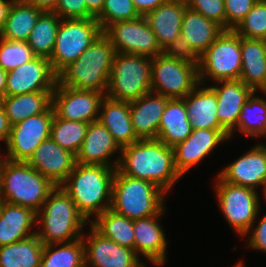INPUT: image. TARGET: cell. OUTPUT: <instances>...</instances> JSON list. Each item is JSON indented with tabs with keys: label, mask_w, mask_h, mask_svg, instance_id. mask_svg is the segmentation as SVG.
Listing matches in <instances>:
<instances>
[{
	"label": "cell",
	"mask_w": 266,
	"mask_h": 267,
	"mask_svg": "<svg viewBox=\"0 0 266 267\" xmlns=\"http://www.w3.org/2000/svg\"><path fill=\"white\" fill-rule=\"evenodd\" d=\"M117 169L126 176L152 182L168 195L182 178L173 148L158 139H140L123 147Z\"/></svg>",
	"instance_id": "1"
},
{
	"label": "cell",
	"mask_w": 266,
	"mask_h": 267,
	"mask_svg": "<svg viewBox=\"0 0 266 267\" xmlns=\"http://www.w3.org/2000/svg\"><path fill=\"white\" fill-rule=\"evenodd\" d=\"M115 171L109 166L76 163L60 185L89 223L111 207Z\"/></svg>",
	"instance_id": "2"
},
{
	"label": "cell",
	"mask_w": 266,
	"mask_h": 267,
	"mask_svg": "<svg viewBox=\"0 0 266 267\" xmlns=\"http://www.w3.org/2000/svg\"><path fill=\"white\" fill-rule=\"evenodd\" d=\"M90 224L71 197L56 186L36 213V235L44 244L68 243L82 238ZM86 226V227H85Z\"/></svg>",
	"instance_id": "3"
},
{
	"label": "cell",
	"mask_w": 266,
	"mask_h": 267,
	"mask_svg": "<svg viewBox=\"0 0 266 267\" xmlns=\"http://www.w3.org/2000/svg\"><path fill=\"white\" fill-rule=\"evenodd\" d=\"M115 55V48L102 32L77 60L58 75V82L70 88L106 94Z\"/></svg>",
	"instance_id": "4"
},
{
	"label": "cell",
	"mask_w": 266,
	"mask_h": 267,
	"mask_svg": "<svg viewBox=\"0 0 266 267\" xmlns=\"http://www.w3.org/2000/svg\"><path fill=\"white\" fill-rule=\"evenodd\" d=\"M56 186L23 161L4 159L0 168L2 201L32 209L37 213Z\"/></svg>",
	"instance_id": "5"
},
{
	"label": "cell",
	"mask_w": 266,
	"mask_h": 267,
	"mask_svg": "<svg viewBox=\"0 0 266 267\" xmlns=\"http://www.w3.org/2000/svg\"><path fill=\"white\" fill-rule=\"evenodd\" d=\"M168 194L150 181L133 178L116 169L112 186L111 209L129 219L159 214Z\"/></svg>",
	"instance_id": "6"
},
{
	"label": "cell",
	"mask_w": 266,
	"mask_h": 267,
	"mask_svg": "<svg viewBox=\"0 0 266 267\" xmlns=\"http://www.w3.org/2000/svg\"><path fill=\"white\" fill-rule=\"evenodd\" d=\"M151 63L150 57L116 53L106 97L131 102L151 92Z\"/></svg>",
	"instance_id": "7"
},
{
	"label": "cell",
	"mask_w": 266,
	"mask_h": 267,
	"mask_svg": "<svg viewBox=\"0 0 266 267\" xmlns=\"http://www.w3.org/2000/svg\"><path fill=\"white\" fill-rule=\"evenodd\" d=\"M213 180L215 198L223 218L234 233L244 239L263 208L259 191L224 182L217 174Z\"/></svg>",
	"instance_id": "8"
},
{
	"label": "cell",
	"mask_w": 266,
	"mask_h": 267,
	"mask_svg": "<svg viewBox=\"0 0 266 267\" xmlns=\"http://www.w3.org/2000/svg\"><path fill=\"white\" fill-rule=\"evenodd\" d=\"M241 65L240 35L232 29L224 30L200 56L199 83L239 80Z\"/></svg>",
	"instance_id": "9"
},
{
	"label": "cell",
	"mask_w": 266,
	"mask_h": 267,
	"mask_svg": "<svg viewBox=\"0 0 266 267\" xmlns=\"http://www.w3.org/2000/svg\"><path fill=\"white\" fill-rule=\"evenodd\" d=\"M102 32L96 18L62 19L49 58L54 73L58 76L77 60Z\"/></svg>",
	"instance_id": "10"
},
{
	"label": "cell",
	"mask_w": 266,
	"mask_h": 267,
	"mask_svg": "<svg viewBox=\"0 0 266 267\" xmlns=\"http://www.w3.org/2000/svg\"><path fill=\"white\" fill-rule=\"evenodd\" d=\"M151 91L170 99L185 98L199 84L198 66L165 56L152 58Z\"/></svg>",
	"instance_id": "11"
},
{
	"label": "cell",
	"mask_w": 266,
	"mask_h": 267,
	"mask_svg": "<svg viewBox=\"0 0 266 267\" xmlns=\"http://www.w3.org/2000/svg\"><path fill=\"white\" fill-rule=\"evenodd\" d=\"M103 33L109 38L116 53L135 54L150 58L163 53L144 16L115 22L109 25Z\"/></svg>",
	"instance_id": "12"
},
{
	"label": "cell",
	"mask_w": 266,
	"mask_h": 267,
	"mask_svg": "<svg viewBox=\"0 0 266 267\" xmlns=\"http://www.w3.org/2000/svg\"><path fill=\"white\" fill-rule=\"evenodd\" d=\"M54 110L34 115L11 126L6 143L5 159L26 162L42 141L50 137Z\"/></svg>",
	"instance_id": "13"
},
{
	"label": "cell",
	"mask_w": 266,
	"mask_h": 267,
	"mask_svg": "<svg viewBox=\"0 0 266 267\" xmlns=\"http://www.w3.org/2000/svg\"><path fill=\"white\" fill-rule=\"evenodd\" d=\"M105 96L94 90L70 88L57 81L52 94V107L58 118L91 123L98 121Z\"/></svg>",
	"instance_id": "14"
},
{
	"label": "cell",
	"mask_w": 266,
	"mask_h": 267,
	"mask_svg": "<svg viewBox=\"0 0 266 267\" xmlns=\"http://www.w3.org/2000/svg\"><path fill=\"white\" fill-rule=\"evenodd\" d=\"M83 233L85 267H143L146 263L133 249L100 234L91 224Z\"/></svg>",
	"instance_id": "15"
},
{
	"label": "cell",
	"mask_w": 266,
	"mask_h": 267,
	"mask_svg": "<svg viewBox=\"0 0 266 267\" xmlns=\"http://www.w3.org/2000/svg\"><path fill=\"white\" fill-rule=\"evenodd\" d=\"M58 76L50 61L35 56L29 62L7 72L6 97L20 94L54 91Z\"/></svg>",
	"instance_id": "16"
},
{
	"label": "cell",
	"mask_w": 266,
	"mask_h": 267,
	"mask_svg": "<svg viewBox=\"0 0 266 267\" xmlns=\"http://www.w3.org/2000/svg\"><path fill=\"white\" fill-rule=\"evenodd\" d=\"M224 182L256 191L266 183V144L257 143L217 174Z\"/></svg>",
	"instance_id": "17"
},
{
	"label": "cell",
	"mask_w": 266,
	"mask_h": 267,
	"mask_svg": "<svg viewBox=\"0 0 266 267\" xmlns=\"http://www.w3.org/2000/svg\"><path fill=\"white\" fill-rule=\"evenodd\" d=\"M229 140L230 135L226 130H192L185 141L173 147L177 171L182 177L185 176L186 172L202 162L220 144Z\"/></svg>",
	"instance_id": "18"
},
{
	"label": "cell",
	"mask_w": 266,
	"mask_h": 267,
	"mask_svg": "<svg viewBox=\"0 0 266 267\" xmlns=\"http://www.w3.org/2000/svg\"><path fill=\"white\" fill-rule=\"evenodd\" d=\"M167 206L157 215L134 219V251L145 263L157 267L164 266L167 260L166 233L160 221L165 215ZM161 219V220H160Z\"/></svg>",
	"instance_id": "19"
},
{
	"label": "cell",
	"mask_w": 266,
	"mask_h": 267,
	"mask_svg": "<svg viewBox=\"0 0 266 267\" xmlns=\"http://www.w3.org/2000/svg\"><path fill=\"white\" fill-rule=\"evenodd\" d=\"M121 151L122 148L104 125L99 121L91 122L88 124L85 138L76 154V163L103 165L117 169ZM115 153L119 155L116 157Z\"/></svg>",
	"instance_id": "20"
},
{
	"label": "cell",
	"mask_w": 266,
	"mask_h": 267,
	"mask_svg": "<svg viewBox=\"0 0 266 267\" xmlns=\"http://www.w3.org/2000/svg\"><path fill=\"white\" fill-rule=\"evenodd\" d=\"M26 162L55 186H60L73 171L76 155L49 137L41 142Z\"/></svg>",
	"instance_id": "21"
},
{
	"label": "cell",
	"mask_w": 266,
	"mask_h": 267,
	"mask_svg": "<svg viewBox=\"0 0 266 267\" xmlns=\"http://www.w3.org/2000/svg\"><path fill=\"white\" fill-rule=\"evenodd\" d=\"M212 84L209 86L217 97V119L231 135L237 129L242 107L254 91L241 80L218 81Z\"/></svg>",
	"instance_id": "22"
},
{
	"label": "cell",
	"mask_w": 266,
	"mask_h": 267,
	"mask_svg": "<svg viewBox=\"0 0 266 267\" xmlns=\"http://www.w3.org/2000/svg\"><path fill=\"white\" fill-rule=\"evenodd\" d=\"M170 98L149 92L130 102V116L139 139H156L160 119Z\"/></svg>",
	"instance_id": "23"
},
{
	"label": "cell",
	"mask_w": 266,
	"mask_h": 267,
	"mask_svg": "<svg viewBox=\"0 0 266 267\" xmlns=\"http://www.w3.org/2000/svg\"><path fill=\"white\" fill-rule=\"evenodd\" d=\"M182 99L193 130H225L217 119V97L209 84L207 86L199 83L192 92Z\"/></svg>",
	"instance_id": "24"
},
{
	"label": "cell",
	"mask_w": 266,
	"mask_h": 267,
	"mask_svg": "<svg viewBox=\"0 0 266 267\" xmlns=\"http://www.w3.org/2000/svg\"><path fill=\"white\" fill-rule=\"evenodd\" d=\"M34 228H36V213L32 209L2 201L0 207V246L33 236L36 234Z\"/></svg>",
	"instance_id": "25"
},
{
	"label": "cell",
	"mask_w": 266,
	"mask_h": 267,
	"mask_svg": "<svg viewBox=\"0 0 266 267\" xmlns=\"http://www.w3.org/2000/svg\"><path fill=\"white\" fill-rule=\"evenodd\" d=\"M98 121L107 128L121 148L140 140L133 129L128 101L113 100L105 96Z\"/></svg>",
	"instance_id": "26"
},
{
	"label": "cell",
	"mask_w": 266,
	"mask_h": 267,
	"mask_svg": "<svg viewBox=\"0 0 266 267\" xmlns=\"http://www.w3.org/2000/svg\"><path fill=\"white\" fill-rule=\"evenodd\" d=\"M241 80L254 92L266 90V40L240 36Z\"/></svg>",
	"instance_id": "27"
},
{
	"label": "cell",
	"mask_w": 266,
	"mask_h": 267,
	"mask_svg": "<svg viewBox=\"0 0 266 267\" xmlns=\"http://www.w3.org/2000/svg\"><path fill=\"white\" fill-rule=\"evenodd\" d=\"M186 7L185 4L168 0L144 16L162 50L181 35Z\"/></svg>",
	"instance_id": "28"
},
{
	"label": "cell",
	"mask_w": 266,
	"mask_h": 267,
	"mask_svg": "<svg viewBox=\"0 0 266 267\" xmlns=\"http://www.w3.org/2000/svg\"><path fill=\"white\" fill-rule=\"evenodd\" d=\"M192 130L184 100L169 99L159 122L156 139L173 148L185 141Z\"/></svg>",
	"instance_id": "29"
},
{
	"label": "cell",
	"mask_w": 266,
	"mask_h": 267,
	"mask_svg": "<svg viewBox=\"0 0 266 267\" xmlns=\"http://www.w3.org/2000/svg\"><path fill=\"white\" fill-rule=\"evenodd\" d=\"M224 29L199 12L186 7L182 19L181 35L191 44L194 51L201 56L217 39Z\"/></svg>",
	"instance_id": "30"
},
{
	"label": "cell",
	"mask_w": 266,
	"mask_h": 267,
	"mask_svg": "<svg viewBox=\"0 0 266 267\" xmlns=\"http://www.w3.org/2000/svg\"><path fill=\"white\" fill-rule=\"evenodd\" d=\"M52 94L53 91H38L7 96L0 103L12 126L34 115L46 112L52 106Z\"/></svg>",
	"instance_id": "31"
},
{
	"label": "cell",
	"mask_w": 266,
	"mask_h": 267,
	"mask_svg": "<svg viewBox=\"0 0 266 267\" xmlns=\"http://www.w3.org/2000/svg\"><path fill=\"white\" fill-rule=\"evenodd\" d=\"M43 12L32 4L13 0L0 37L6 40L27 42L37 19Z\"/></svg>",
	"instance_id": "32"
},
{
	"label": "cell",
	"mask_w": 266,
	"mask_h": 267,
	"mask_svg": "<svg viewBox=\"0 0 266 267\" xmlns=\"http://www.w3.org/2000/svg\"><path fill=\"white\" fill-rule=\"evenodd\" d=\"M43 243L33 236L0 246V267H40Z\"/></svg>",
	"instance_id": "33"
},
{
	"label": "cell",
	"mask_w": 266,
	"mask_h": 267,
	"mask_svg": "<svg viewBox=\"0 0 266 267\" xmlns=\"http://www.w3.org/2000/svg\"><path fill=\"white\" fill-rule=\"evenodd\" d=\"M90 224L104 237L134 250L135 236L132 219L109 208L98 215Z\"/></svg>",
	"instance_id": "34"
},
{
	"label": "cell",
	"mask_w": 266,
	"mask_h": 267,
	"mask_svg": "<svg viewBox=\"0 0 266 267\" xmlns=\"http://www.w3.org/2000/svg\"><path fill=\"white\" fill-rule=\"evenodd\" d=\"M61 20L54 11H43L40 14L27 41L35 56L51 57Z\"/></svg>",
	"instance_id": "35"
},
{
	"label": "cell",
	"mask_w": 266,
	"mask_h": 267,
	"mask_svg": "<svg viewBox=\"0 0 266 267\" xmlns=\"http://www.w3.org/2000/svg\"><path fill=\"white\" fill-rule=\"evenodd\" d=\"M40 267H85L82 238L68 243L43 245Z\"/></svg>",
	"instance_id": "36"
},
{
	"label": "cell",
	"mask_w": 266,
	"mask_h": 267,
	"mask_svg": "<svg viewBox=\"0 0 266 267\" xmlns=\"http://www.w3.org/2000/svg\"><path fill=\"white\" fill-rule=\"evenodd\" d=\"M257 94V92H253L242 107L237 129L230 135V140L238 131L242 135L252 138H257L264 132L266 127V91H260L263 96H257Z\"/></svg>",
	"instance_id": "37"
},
{
	"label": "cell",
	"mask_w": 266,
	"mask_h": 267,
	"mask_svg": "<svg viewBox=\"0 0 266 267\" xmlns=\"http://www.w3.org/2000/svg\"><path fill=\"white\" fill-rule=\"evenodd\" d=\"M89 123L58 118L51 124L50 138L62 148L77 154L86 135Z\"/></svg>",
	"instance_id": "38"
},
{
	"label": "cell",
	"mask_w": 266,
	"mask_h": 267,
	"mask_svg": "<svg viewBox=\"0 0 266 267\" xmlns=\"http://www.w3.org/2000/svg\"><path fill=\"white\" fill-rule=\"evenodd\" d=\"M234 31L245 38L266 40V0H257Z\"/></svg>",
	"instance_id": "39"
},
{
	"label": "cell",
	"mask_w": 266,
	"mask_h": 267,
	"mask_svg": "<svg viewBox=\"0 0 266 267\" xmlns=\"http://www.w3.org/2000/svg\"><path fill=\"white\" fill-rule=\"evenodd\" d=\"M35 57L25 41L6 40L0 37V66L9 72Z\"/></svg>",
	"instance_id": "40"
},
{
	"label": "cell",
	"mask_w": 266,
	"mask_h": 267,
	"mask_svg": "<svg viewBox=\"0 0 266 267\" xmlns=\"http://www.w3.org/2000/svg\"><path fill=\"white\" fill-rule=\"evenodd\" d=\"M139 16L132 0H105L102 11L96 20L104 31L115 22L133 20Z\"/></svg>",
	"instance_id": "41"
},
{
	"label": "cell",
	"mask_w": 266,
	"mask_h": 267,
	"mask_svg": "<svg viewBox=\"0 0 266 267\" xmlns=\"http://www.w3.org/2000/svg\"><path fill=\"white\" fill-rule=\"evenodd\" d=\"M226 30V14L224 0H192L188 5Z\"/></svg>",
	"instance_id": "42"
},
{
	"label": "cell",
	"mask_w": 266,
	"mask_h": 267,
	"mask_svg": "<svg viewBox=\"0 0 266 267\" xmlns=\"http://www.w3.org/2000/svg\"><path fill=\"white\" fill-rule=\"evenodd\" d=\"M256 2L257 0H224L226 30H234Z\"/></svg>",
	"instance_id": "43"
},
{
	"label": "cell",
	"mask_w": 266,
	"mask_h": 267,
	"mask_svg": "<svg viewBox=\"0 0 266 267\" xmlns=\"http://www.w3.org/2000/svg\"><path fill=\"white\" fill-rule=\"evenodd\" d=\"M163 54L167 57L185 60L199 66L200 56L182 35H179L167 45L163 49Z\"/></svg>",
	"instance_id": "44"
},
{
	"label": "cell",
	"mask_w": 266,
	"mask_h": 267,
	"mask_svg": "<svg viewBox=\"0 0 266 267\" xmlns=\"http://www.w3.org/2000/svg\"><path fill=\"white\" fill-rule=\"evenodd\" d=\"M260 216V212L256 217L253 225L250 227L248 232L244 237H247V248L249 250H254L255 252L266 253V212L262 217ZM259 220H258V219ZM259 222V223H258ZM257 224V225H256ZM250 235V236H248ZM250 247V248H249Z\"/></svg>",
	"instance_id": "45"
},
{
	"label": "cell",
	"mask_w": 266,
	"mask_h": 267,
	"mask_svg": "<svg viewBox=\"0 0 266 267\" xmlns=\"http://www.w3.org/2000/svg\"><path fill=\"white\" fill-rule=\"evenodd\" d=\"M61 19L87 18L85 0H59L53 10Z\"/></svg>",
	"instance_id": "46"
},
{
	"label": "cell",
	"mask_w": 266,
	"mask_h": 267,
	"mask_svg": "<svg viewBox=\"0 0 266 267\" xmlns=\"http://www.w3.org/2000/svg\"><path fill=\"white\" fill-rule=\"evenodd\" d=\"M134 7L140 16H145L147 13L155 10L162 3L168 0H132Z\"/></svg>",
	"instance_id": "47"
},
{
	"label": "cell",
	"mask_w": 266,
	"mask_h": 267,
	"mask_svg": "<svg viewBox=\"0 0 266 267\" xmlns=\"http://www.w3.org/2000/svg\"><path fill=\"white\" fill-rule=\"evenodd\" d=\"M10 129L11 125L7 119V116L5 115L4 108L0 103V142L2 141L5 145L9 139Z\"/></svg>",
	"instance_id": "48"
},
{
	"label": "cell",
	"mask_w": 266,
	"mask_h": 267,
	"mask_svg": "<svg viewBox=\"0 0 266 267\" xmlns=\"http://www.w3.org/2000/svg\"><path fill=\"white\" fill-rule=\"evenodd\" d=\"M87 18H96L102 11L105 0H85Z\"/></svg>",
	"instance_id": "49"
},
{
	"label": "cell",
	"mask_w": 266,
	"mask_h": 267,
	"mask_svg": "<svg viewBox=\"0 0 266 267\" xmlns=\"http://www.w3.org/2000/svg\"><path fill=\"white\" fill-rule=\"evenodd\" d=\"M22 2L32 4L43 11H53L59 0H21Z\"/></svg>",
	"instance_id": "50"
},
{
	"label": "cell",
	"mask_w": 266,
	"mask_h": 267,
	"mask_svg": "<svg viewBox=\"0 0 266 267\" xmlns=\"http://www.w3.org/2000/svg\"><path fill=\"white\" fill-rule=\"evenodd\" d=\"M13 0H0V31L4 27L9 8Z\"/></svg>",
	"instance_id": "51"
},
{
	"label": "cell",
	"mask_w": 266,
	"mask_h": 267,
	"mask_svg": "<svg viewBox=\"0 0 266 267\" xmlns=\"http://www.w3.org/2000/svg\"><path fill=\"white\" fill-rule=\"evenodd\" d=\"M7 72L0 66V101L6 97Z\"/></svg>",
	"instance_id": "52"
},
{
	"label": "cell",
	"mask_w": 266,
	"mask_h": 267,
	"mask_svg": "<svg viewBox=\"0 0 266 267\" xmlns=\"http://www.w3.org/2000/svg\"><path fill=\"white\" fill-rule=\"evenodd\" d=\"M172 1L177 2V3H182L188 6L192 0H172Z\"/></svg>",
	"instance_id": "53"
},
{
	"label": "cell",
	"mask_w": 266,
	"mask_h": 267,
	"mask_svg": "<svg viewBox=\"0 0 266 267\" xmlns=\"http://www.w3.org/2000/svg\"><path fill=\"white\" fill-rule=\"evenodd\" d=\"M231 267H247V266L245 265V262L243 260L242 261L240 260L238 263L236 262V264H234Z\"/></svg>",
	"instance_id": "54"
},
{
	"label": "cell",
	"mask_w": 266,
	"mask_h": 267,
	"mask_svg": "<svg viewBox=\"0 0 266 267\" xmlns=\"http://www.w3.org/2000/svg\"><path fill=\"white\" fill-rule=\"evenodd\" d=\"M2 151H3V149L0 148V168H1V165H2L3 160L5 159Z\"/></svg>",
	"instance_id": "55"
},
{
	"label": "cell",
	"mask_w": 266,
	"mask_h": 267,
	"mask_svg": "<svg viewBox=\"0 0 266 267\" xmlns=\"http://www.w3.org/2000/svg\"><path fill=\"white\" fill-rule=\"evenodd\" d=\"M261 137H263V139H264V137H266V127H265V130H264V132L258 137V139H261ZM266 139V138H265ZM261 144H266V142H261Z\"/></svg>",
	"instance_id": "56"
},
{
	"label": "cell",
	"mask_w": 266,
	"mask_h": 267,
	"mask_svg": "<svg viewBox=\"0 0 266 267\" xmlns=\"http://www.w3.org/2000/svg\"><path fill=\"white\" fill-rule=\"evenodd\" d=\"M262 192H263L262 195L264 196L263 198H265V200H266V183H265V186H264V189Z\"/></svg>",
	"instance_id": "57"
}]
</instances>
